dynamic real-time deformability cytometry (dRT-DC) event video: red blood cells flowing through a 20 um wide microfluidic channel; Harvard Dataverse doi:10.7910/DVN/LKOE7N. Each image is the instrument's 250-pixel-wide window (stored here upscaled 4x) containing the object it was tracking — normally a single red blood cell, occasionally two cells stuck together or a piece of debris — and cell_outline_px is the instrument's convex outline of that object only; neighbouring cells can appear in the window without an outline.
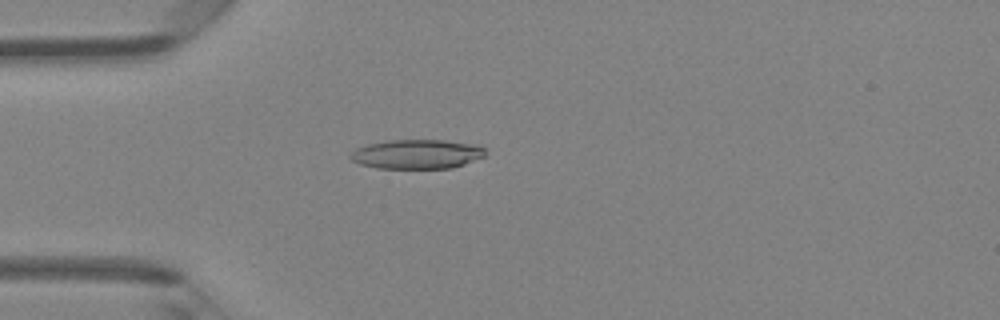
{"species": "Egyptian fruit bat (a non-hibernating species)", "species_latin": "Rousettus aegyptiacus", "temperature_condition": "room temperature", "stored_images_in_passage": 47, "camera_frame_rate_fps": 3000, "um_per_image_px": 0.085, "animal": {"sex": "female"}, "frame": {"image": 1, "passage_image": 13, "time_ms": 4.0, "image_size_px": [1000, 320], "cell_outline_px": [[484, 156], [464, 164], [452, 168], [376, 168], [360, 164], [352, 160], [348, 156], [356, 148], [364, 144], [388, 140], [444, 140], [468, 144], [484, 148]], "centroid_in_image_um": [35.35, 13.1], "position_along_channel_um": 49.7, "area_um2": 22.89}}
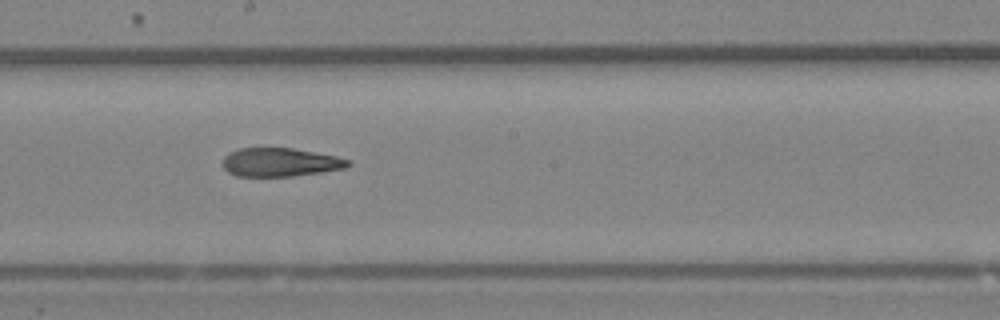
{"frame": {"image": 2, "passage_image": 26, "time_ms": 8.333, "image_size_px": [1000, 320], "cell_outline_px": [[352, 164], [344, 168], [320, 172], [292, 176], [236, 176], [228, 172], [224, 168], [224, 156], [228, 152], [240, 148], [292, 148], [336, 156], [348, 160]], "centroid_in_image_um": [23.79, 13.79], "position_along_channel_um": 224.4, "area_um2": 20.69}}
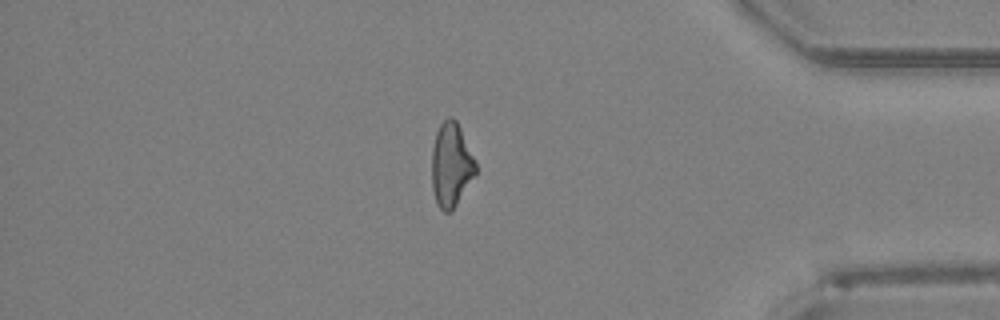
{"frame": {"image": 3, "passage_image": 40, "time_ms": 13.0, "image_size_px": [1000, 320], "cell_outline_px": [[476, 172], [452, 212], [444, 212], [436, 204], [432, 188], [432, 148], [436, 132], [440, 124], [448, 116], [452, 116], [456, 120], [476, 160]], "centroid_in_image_um": [38.34, 14.01], "position_along_channel_um": 396.9, "area_um2": 21.56}, "authors_computed_cell_mechanics": {"area_um2": 22.4264, "velocity_mm_per_s": 4.3274, "shape_relaxation_time_tau1_ms": null, "shape_relaxation_time_tau2_ms": 4.085, "deformation_change_tau1": null, "deformation_change_tau2": 0.1479}}